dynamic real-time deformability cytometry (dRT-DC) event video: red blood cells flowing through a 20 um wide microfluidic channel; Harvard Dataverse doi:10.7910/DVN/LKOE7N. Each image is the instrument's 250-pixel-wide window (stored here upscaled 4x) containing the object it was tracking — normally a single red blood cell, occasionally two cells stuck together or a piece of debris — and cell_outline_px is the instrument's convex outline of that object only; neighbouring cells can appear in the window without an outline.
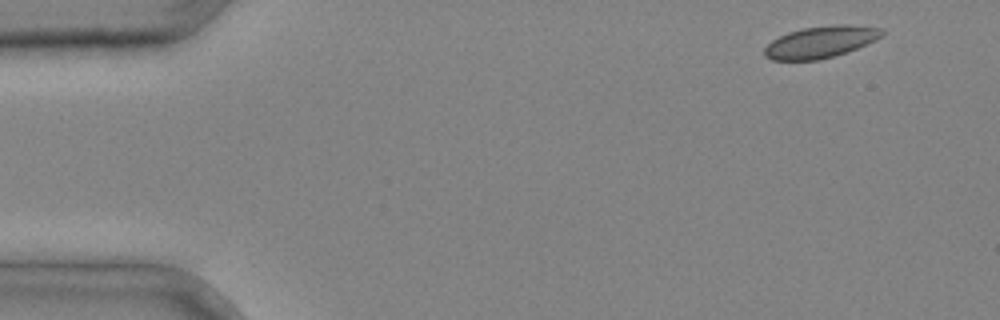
{"species": "common noctule bat (a hibernating species)", "species_latin": "Nyctalus noctula", "temperature_condition": "cold", "stored_images_in_passage": 4, "segment_of_instrument_passage": [1, 2], "camera_frame_rate_fps": 3000, "um_per_image_px": 0.085, "animal": {"sex": "male", "body_mass_g": 20.4}, "frame": {"image": 1, "passage_image": 1, "time_ms": 0.0, "image_size_px": [1000, 320], "cell_outline_px": [[884, 32], [876, 40], [856, 48], [832, 56], [816, 60], [772, 60], [764, 56], [764, 48], [772, 40], [788, 32], [800, 28], [832, 24], [844, 24], [884, 28]], "centroid_in_image_um": [69.73, 3.55], "position_along_channel_um": 15.3, "area_um2": 21.68}}